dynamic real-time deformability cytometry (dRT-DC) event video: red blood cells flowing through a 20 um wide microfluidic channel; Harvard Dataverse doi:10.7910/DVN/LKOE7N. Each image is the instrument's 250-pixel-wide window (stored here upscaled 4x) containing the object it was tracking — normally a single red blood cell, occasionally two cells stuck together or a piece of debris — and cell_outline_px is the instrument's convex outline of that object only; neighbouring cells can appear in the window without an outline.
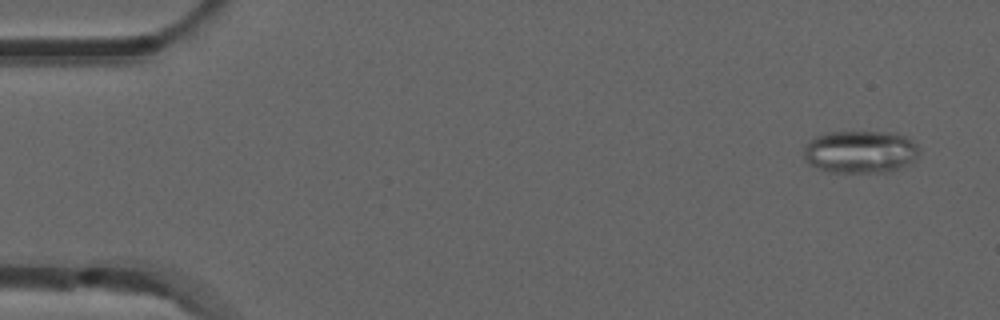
{"species": "common noctule bat (a hibernating species)", "species_latin": "Nyctalus noctula", "temperature_condition": "room temperature", "stored_images_in_passage": 9, "camera_frame_rate_fps": 3000, "um_per_image_px": 0.085, "animal": {"sex": "male", "forearm_length_mm": 52.5}, "frame": {"image": 1, "passage_image": 1, "time_ms": 0.0, "image_size_px": [1000, 320], "cell_outline_px": [[920, 152], [908, 164], [892, 172], [828, 172], [808, 164], [804, 156], [804, 144], [808, 140], [816, 136], [828, 132], [896, 132], [912, 140], [920, 148]], "centroid_in_image_um": [73.11, 12.9], "position_along_channel_um": 11.9, "area_um2": 28.96}}
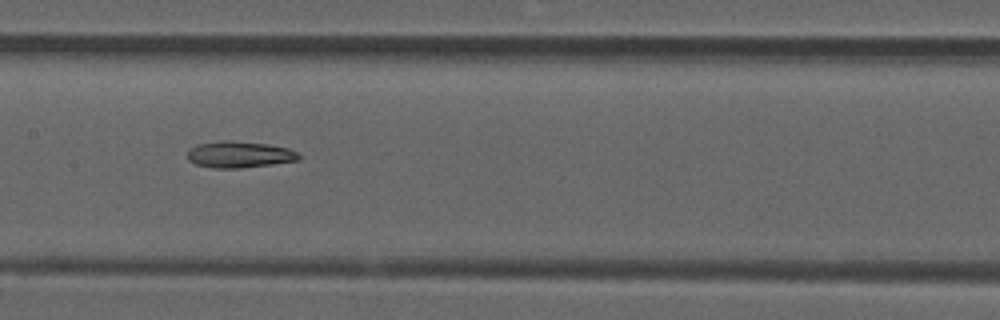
{"frame": {"image": 2, "passage_image": 7, "time_ms": 2.0, "image_size_px": [1000, 320], "cell_outline_px": [[300, 156], [296, 160], [272, 164], [240, 168], [212, 168], [196, 164], [188, 160], [188, 148], [196, 144], [224, 140], [228, 140], [268, 144], [288, 148], [296, 152]], "centroid_in_image_um": [20.29, 13.13], "position_along_channel_um": 187.1, "area_um2": 17.11}}
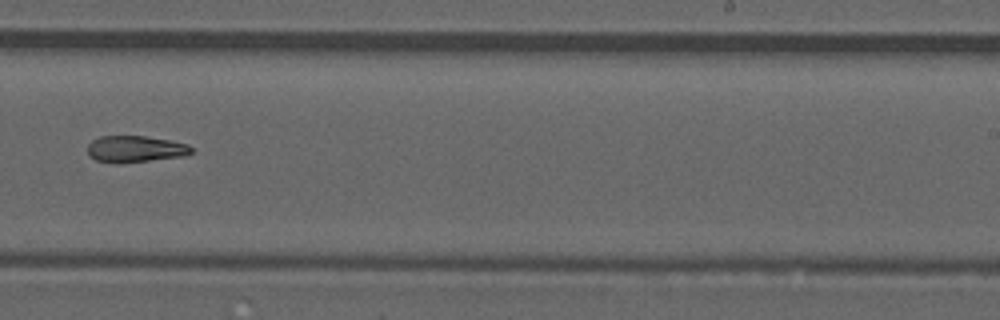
{"frame": {"image": 3, "passage_image": 9, "time_ms": 2.667, "image_size_px": [1000, 320], "cell_outline_px": [[192, 152], [184, 156], [148, 160], [96, 160], [88, 156], [88, 144], [92, 140], [100, 136], [144, 136], [172, 140], [188, 144], [192, 148]], "centroid_in_image_um": [11.54, 12.61], "position_along_channel_um": 277.5, "area_um2": 15.37}}